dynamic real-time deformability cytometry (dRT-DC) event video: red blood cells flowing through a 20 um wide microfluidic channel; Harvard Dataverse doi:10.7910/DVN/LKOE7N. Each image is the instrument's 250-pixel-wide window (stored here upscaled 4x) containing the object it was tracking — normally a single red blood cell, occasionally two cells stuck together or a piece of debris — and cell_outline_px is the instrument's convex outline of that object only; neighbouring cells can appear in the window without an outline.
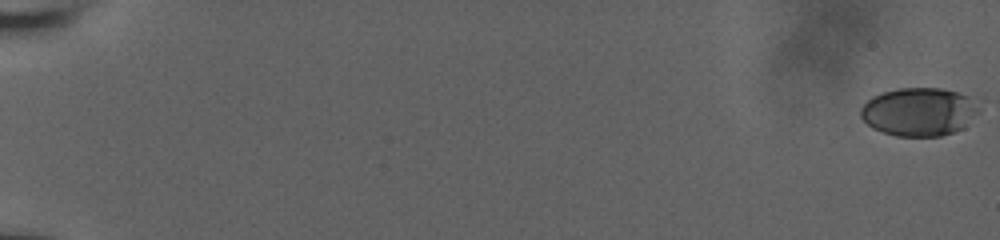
{"species": "human", "species_latin": "Homo sapiens", "temperature_condition": "room temperature", "stored_images_in_passage": 57, "camera_frame_rate_fps": 3000, "um_per_image_px": 0.085, "donor": {"sex": "male"}, "frame": {"image": 1, "passage_image": 1, "time_ms": 0.0, "image_size_px": [1000, 240], "cell_outline_px": [[984, 100], [980, 112], [964, 128], [940, 136], [896, 136], [872, 128], [860, 116], [860, 108], [872, 96], [884, 92], [900, 88], [940, 88], [956, 92]], "centroid_in_image_um": [78.22, 9.49], "position_along_channel_um": 6.8, "area_um2": 33.87}}
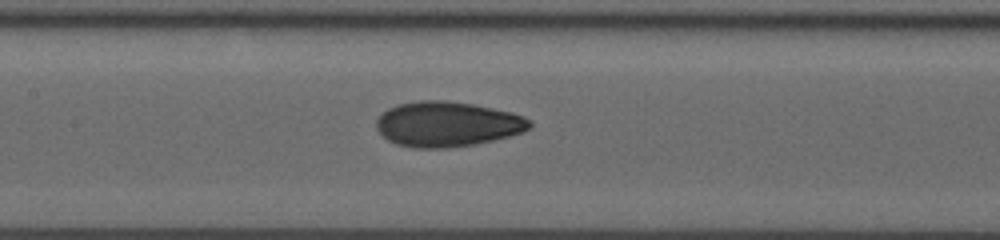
{"frame": {"image": 2, "passage_image": 31, "time_ms": 10.0, "image_size_px": [1000, 240], "cell_outline_px": [[532, 128], [524, 132], [476, 144], [448, 148], [412, 148], [396, 144], [388, 140], [376, 128], [376, 120], [388, 108], [400, 104], [420, 100], [444, 100], [472, 104], [512, 112], [524, 116], [532, 124]], "centroid_in_image_um": [38.03, 10.56], "position_along_channel_um": 169.4, "area_um2": 40.29}}
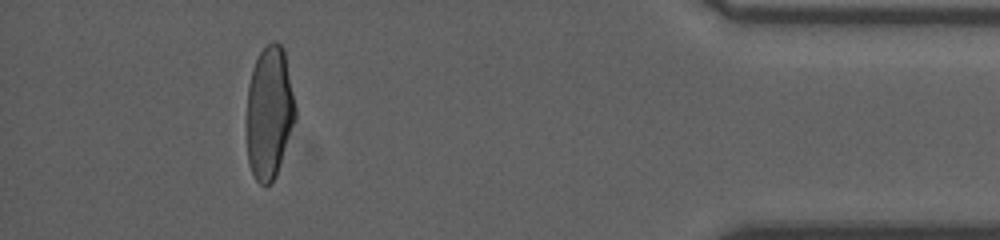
{"frame": {"image": 3, "passage_image": 53, "time_ms": 17.333, "image_size_px": [1000, 240], "cell_outline_px": [[296, 120], [276, 176], [272, 184], [264, 188], [256, 180], [248, 164], [248, 84], [252, 68], [260, 52], [272, 40], [276, 40], [284, 48], [296, 108]], "centroid_in_image_um": [22.91, 9.6], "position_along_channel_um": 412.3, "area_um2": 37.8}, "authors_computed_cell_mechanics": {"area_um2": 37.9746, "velocity_mm_per_s": 3.9524, "shape_relaxation_time_tau1_ms": 5.123, "shape_relaxation_time_tau2_ms": 1.2659, "deformation_change_tau1": 0.181, "deformation_change_tau2": 0.0654}}